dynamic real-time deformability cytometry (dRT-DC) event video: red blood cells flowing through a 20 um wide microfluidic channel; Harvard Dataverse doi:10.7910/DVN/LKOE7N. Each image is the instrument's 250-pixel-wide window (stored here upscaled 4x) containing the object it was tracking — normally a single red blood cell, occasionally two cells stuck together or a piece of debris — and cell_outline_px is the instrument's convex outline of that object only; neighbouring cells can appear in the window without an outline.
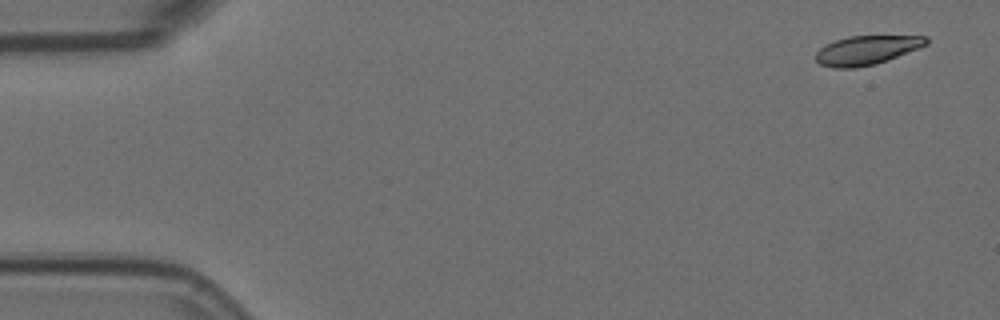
{"species": "Egyptian fruit bat (a non-hibernating species)", "species_latin": "Rousettus aegyptiacus", "temperature_condition": "room temperature", "stored_images_in_passage": 6, "segment_of_instrument_passage": [1, 2], "camera_frame_rate_fps": 3000, "um_per_image_px": 0.085, "animal": {"sex": "female"}, "frame": {"image": 1, "passage_image": 1, "time_ms": 0.0, "image_size_px": [1000, 320], "cell_outline_px": [[928, 44], [876, 64], [856, 68], [832, 68], [820, 64], [816, 60], [816, 52], [820, 48], [836, 40], [848, 36], [928, 36]], "centroid_in_image_um": [73.65, 4.27], "position_along_channel_um": 11.4, "area_um2": 18.5}}
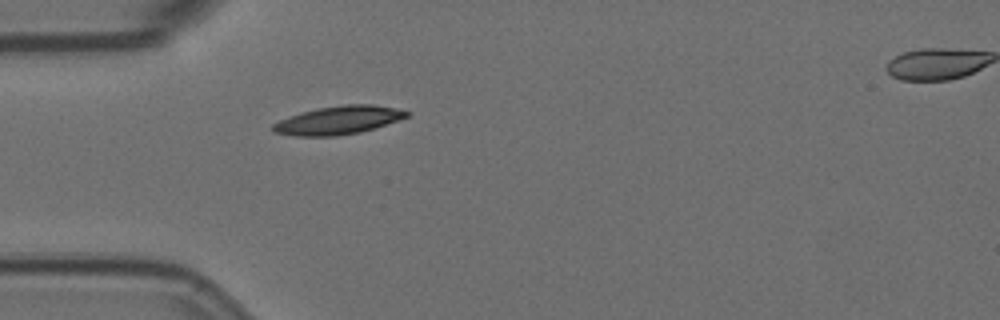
{"frame": {"image": 2, "passage_image": 5, "time_ms": 1.333, "image_size_px": [1000, 320], "cell_outline_px": [[412, 112], [408, 116], [360, 132], [336, 136], [296, 136], [276, 132], [272, 128], [272, 124], [288, 116], [300, 112], [316, 108], [344, 104], [372, 104], [396, 108]], "centroid_in_image_um": [28.74, 10.2], "position_along_channel_um": 56.3, "area_um2": 21.91}}